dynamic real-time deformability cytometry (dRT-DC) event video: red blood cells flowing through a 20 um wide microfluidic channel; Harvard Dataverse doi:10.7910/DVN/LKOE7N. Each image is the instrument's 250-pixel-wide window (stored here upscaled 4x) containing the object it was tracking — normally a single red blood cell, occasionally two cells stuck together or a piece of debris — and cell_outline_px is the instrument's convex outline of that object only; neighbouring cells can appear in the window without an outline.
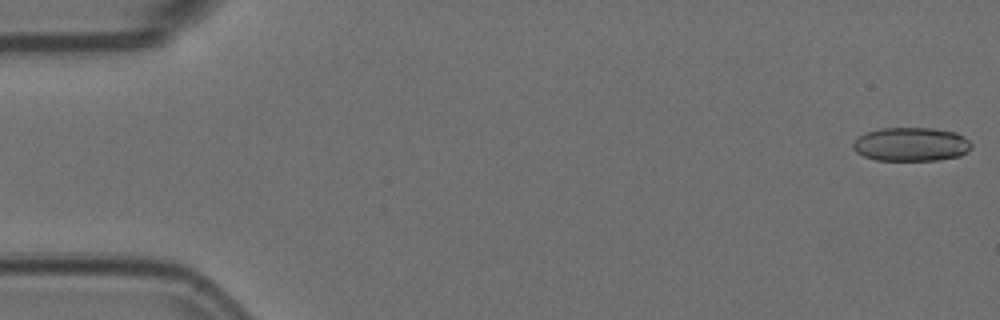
{"species": "Egyptian fruit bat (a non-hibernating species)", "species_latin": "Rousettus aegyptiacus", "temperature_condition": "room temperature", "stored_images_in_passage": 11, "camera_frame_rate_fps": 3000, "um_per_image_px": 0.085, "animal": {"sex": "female"}, "frame": {"image": 1, "passage_image": 1, "time_ms": 0.0, "image_size_px": [1000, 320], "cell_outline_px": [[972, 148], [968, 152], [960, 156], [936, 160], [876, 160], [864, 156], [856, 152], [852, 148], [852, 144], [860, 136], [868, 132], [880, 128], [932, 128], [956, 132], [964, 136], [972, 144]], "centroid_in_image_um": [77.48, 12.27], "position_along_channel_um": 7.5, "area_um2": 23.35}}